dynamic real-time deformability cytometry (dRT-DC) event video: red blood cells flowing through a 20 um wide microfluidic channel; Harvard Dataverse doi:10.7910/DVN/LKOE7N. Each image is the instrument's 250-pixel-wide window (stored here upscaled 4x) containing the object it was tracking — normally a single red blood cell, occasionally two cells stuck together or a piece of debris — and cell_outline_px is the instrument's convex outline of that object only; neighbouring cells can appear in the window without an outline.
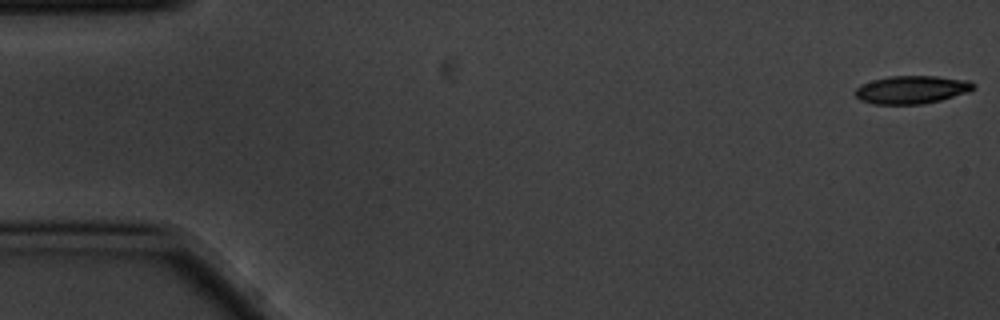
{"species": "common noctule bat (a hibernating species)", "species_latin": "Nyctalus noctula", "temperature_condition": "cold", "stored_images_in_passage": 4, "camera_frame_rate_fps": 3000, "um_per_image_px": 0.085, "animal": {"sex": "male", "body_mass_g": 20.1, "forearm_length_mm": 53.5}, "frame": {"image": 1, "passage_image": 1, "time_ms": 0.0, "image_size_px": [1000, 320], "cell_outline_px": [[976, 88], [968, 92], [940, 100], [920, 104], [872, 104], [860, 100], [852, 92], [860, 84], [872, 80], [888, 76], [936, 76], [968, 80], [976, 84]], "centroid_in_image_um": [77.47, 7.62], "position_along_channel_um": 7.5, "area_um2": 19.48}}